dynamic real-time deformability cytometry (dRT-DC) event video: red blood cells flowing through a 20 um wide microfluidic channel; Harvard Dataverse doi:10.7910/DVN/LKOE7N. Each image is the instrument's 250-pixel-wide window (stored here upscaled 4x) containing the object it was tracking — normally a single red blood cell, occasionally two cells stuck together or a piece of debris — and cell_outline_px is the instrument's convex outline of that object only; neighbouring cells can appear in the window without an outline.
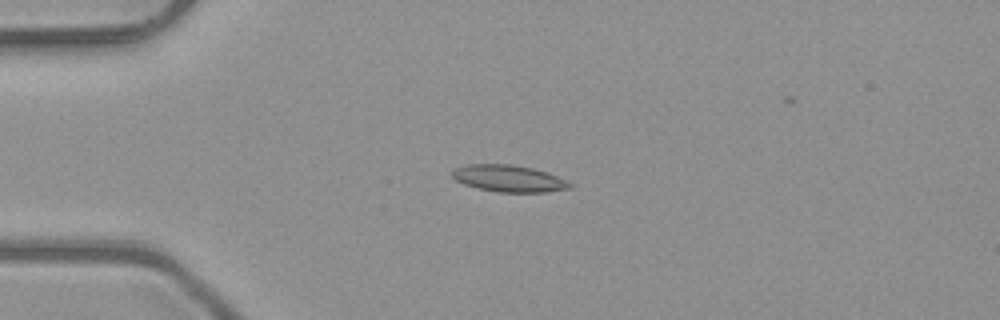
{"species": "common noctule bat (a hibernating species)", "species_latin": "Nyctalus noctula", "temperature_condition": "room temperature", "stored_images_in_passage": 4, "camera_frame_rate_fps": 3000, "um_per_image_px": 0.085, "animal": {"sex": "male", "body_mass_g": 23.1, "forearm_length_mm": 52.7}, "frame": {"image": 1, "passage_image": 3, "time_ms": 0.667, "image_size_px": [1000, 320], "cell_outline_px": [[572, 188], [544, 192], [496, 192], [476, 188], [464, 184], [456, 180], [452, 176], [452, 172], [456, 168], [468, 164], [512, 164], [532, 168], [548, 172], [572, 184]], "centroid_in_image_um": [43.23, 15.17], "position_along_channel_um": 41.8, "area_um2": 18.32}}